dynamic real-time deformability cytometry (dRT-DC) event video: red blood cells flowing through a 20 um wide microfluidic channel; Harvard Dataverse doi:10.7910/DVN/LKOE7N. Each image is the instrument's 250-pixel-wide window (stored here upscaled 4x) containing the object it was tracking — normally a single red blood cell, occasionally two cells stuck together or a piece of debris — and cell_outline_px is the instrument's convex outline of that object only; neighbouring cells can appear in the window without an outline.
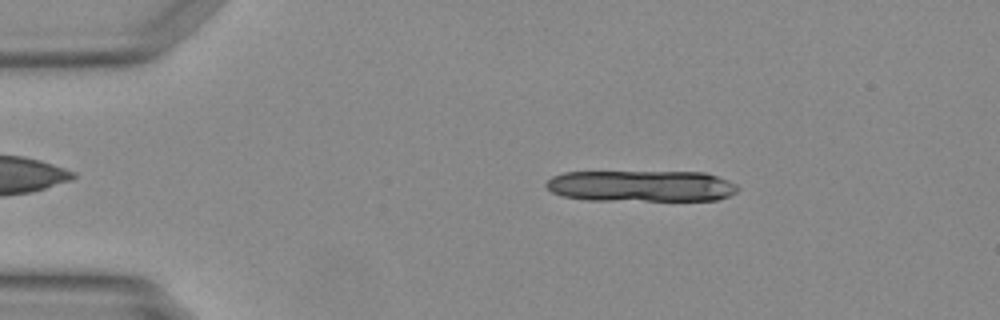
{"species": "Egyptian fruit bat (a non-hibernating species)", "species_latin": "Rousettus aegyptiacus", "temperature_condition": "warm", "stored_images_in_passage": 13, "camera_frame_rate_fps": 3000, "um_per_image_px": 0.085, "animal": {"sex": "female"}, "frame": {"image": 1, "passage_image": 8, "time_ms": 2.333, "image_size_px": [1000, 320], "cell_outline_px": [[736, 192], [728, 196], [716, 200], [588, 200], [564, 196], [552, 192], [544, 184], [552, 176], [564, 172], [704, 172], [728, 180], [736, 184]], "centroid_in_image_um": [54.48, 15.81], "position_along_channel_um": 30.5, "area_um2": 34.85}}